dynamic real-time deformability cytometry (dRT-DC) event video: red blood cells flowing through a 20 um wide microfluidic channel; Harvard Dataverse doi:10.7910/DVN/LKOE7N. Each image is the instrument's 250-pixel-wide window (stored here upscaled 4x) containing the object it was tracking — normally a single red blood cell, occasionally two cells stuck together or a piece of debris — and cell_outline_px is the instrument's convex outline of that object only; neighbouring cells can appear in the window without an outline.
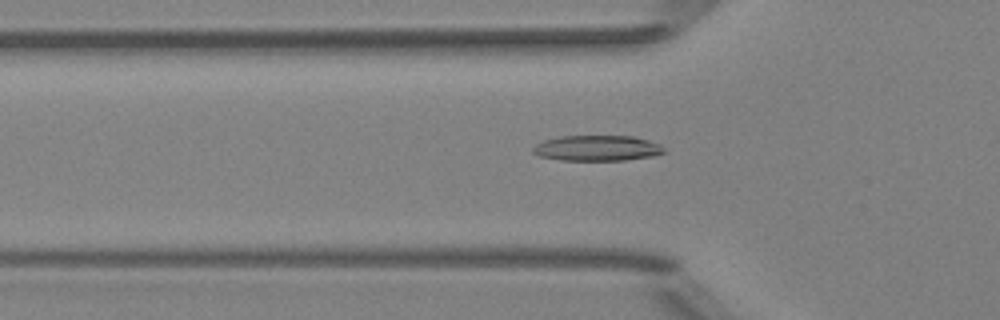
{"species": "Egyptian fruit bat (a non-hibernating species)", "species_latin": "Rousettus aegyptiacus", "temperature_condition": "room temperature", "stored_images_in_passage": 47, "camera_frame_rate_fps": 3000, "um_per_image_px": 0.085, "animal": {"sex": "female"}, "frame": {"image": 1, "passage_image": 17, "time_ms": 5.333, "image_size_px": [1000, 320], "cell_outline_px": [[668, 152], [652, 156], [624, 160], [560, 160], [540, 156], [532, 152], [532, 148], [536, 144], [544, 140], [560, 136], [632, 136], [648, 140], [660, 144]], "centroid_in_image_um": [50.77, 12.59], "position_along_channel_um": 75.0, "area_um2": 19.54}}
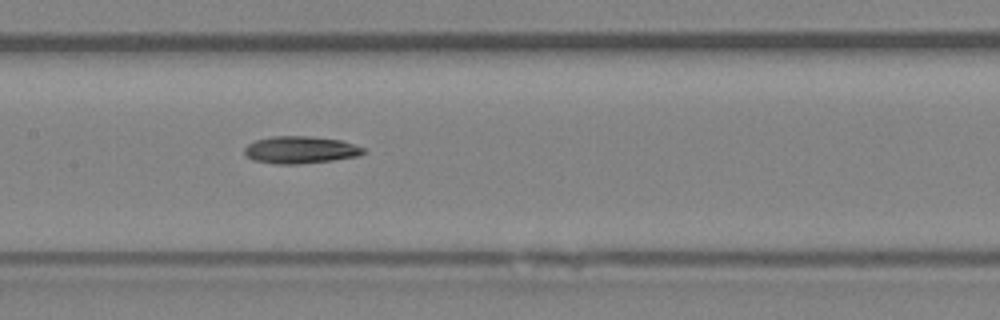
{"frame": {"image": 2, "passage_image": 25, "time_ms": 8.0, "image_size_px": [1000, 320], "cell_outline_px": [[368, 152], [360, 156], [332, 160], [296, 164], [276, 164], [252, 160], [244, 152], [244, 148], [248, 144], [256, 140], [272, 136], [308, 136], [340, 140], [364, 148]], "centroid_in_image_um": [25.54, 12.74], "position_along_channel_um": 181.9, "area_um2": 18.84}}
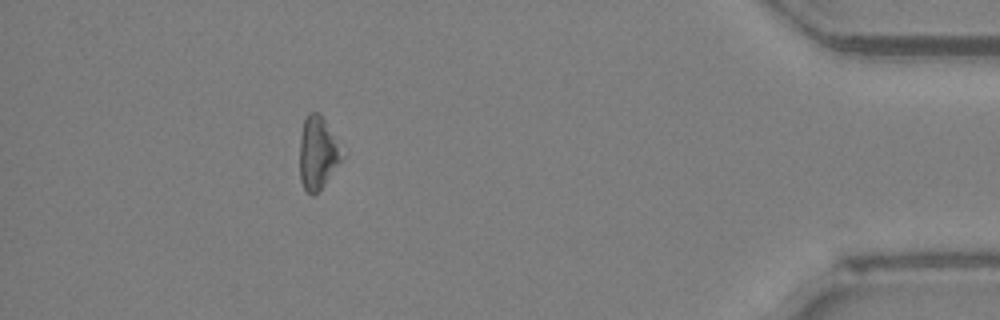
{"frame": {"image": 3, "passage_image": 46, "time_ms": 15.0, "image_size_px": [1000, 320], "cell_outline_px": [[348, 152], [324, 184], [312, 196], [304, 188], [300, 180], [300, 136], [304, 120], [308, 112], [320, 112]], "centroid_in_image_um": [27.07, 12.93], "position_along_channel_um": 408.1, "area_um2": 18.55}}